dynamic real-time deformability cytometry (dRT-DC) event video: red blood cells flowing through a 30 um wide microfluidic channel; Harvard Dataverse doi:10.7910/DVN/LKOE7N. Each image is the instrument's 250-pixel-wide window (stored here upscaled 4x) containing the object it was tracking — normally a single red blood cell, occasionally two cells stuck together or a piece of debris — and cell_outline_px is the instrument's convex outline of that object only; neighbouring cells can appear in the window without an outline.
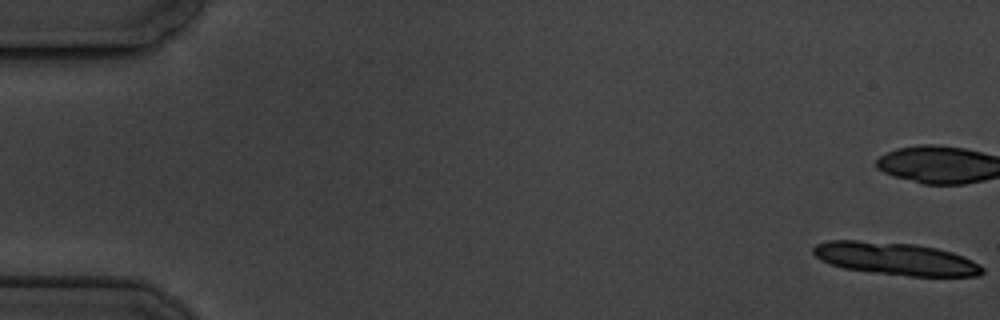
{"species": "common noctule bat (a hibernating species)", "species_latin": "Nyctalus noctula", "temperature_condition": "cold", "stored_images_in_passage": 16, "camera_frame_rate_fps": 3000, "um_per_image_px": 0.085, "animal": {"sex": "male", "body_mass_g": 19.5, "forearm_length_mm": 54.6}, "frame": {"image": 1, "passage_image": 1, "time_ms": 0.0, "image_size_px": [1000, 320], "cell_outline_px": [[984, 272], [980, 276], [908, 276], [844, 268], [820, 260], [812, 252], [812, 248], [816, 244], [828, 240], [856, 240], [916, 244], [936, 248], [952, 252], [964, 256], [980, 264], [984, 268]], "centroid_in_image_um": [76.15, 21.98], "position_along_channel_um": 8.8, "area_um2": 32.08}, "authors_computed_cell_mechanics": {"area_um2": 15.6349, "velocity_mm_per_s": 3.446, "shape_relaxation_time_tau1_ms": 2.1952, "shape_relaxation_time_tau2_ms": null, "deformation_change_tau1": 0.1509, "deformation_change_tau2": null}}